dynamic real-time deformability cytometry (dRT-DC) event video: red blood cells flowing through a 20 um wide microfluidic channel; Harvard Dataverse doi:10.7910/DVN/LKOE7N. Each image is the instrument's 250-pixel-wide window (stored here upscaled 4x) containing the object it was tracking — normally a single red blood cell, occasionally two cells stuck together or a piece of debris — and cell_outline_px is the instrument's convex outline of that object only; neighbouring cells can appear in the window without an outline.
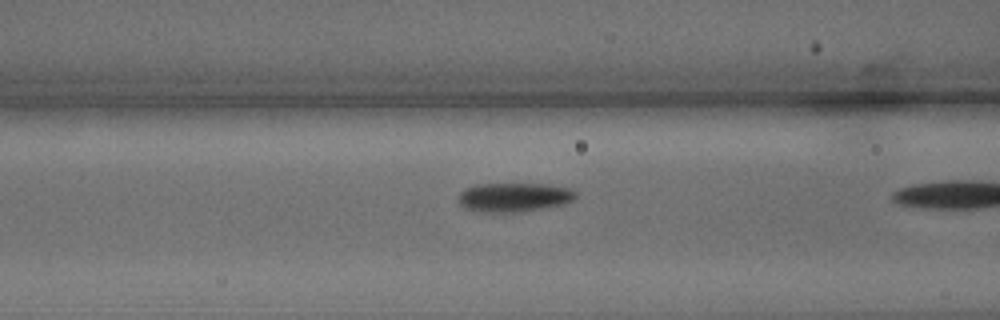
{"species": "common noctule bat (a hibernating species)", "species_latin": "Nyctalus noctula", "temperature_condition": "warm", "stored_images_in_passage": 6, "camera_frame_rate_fps": 3000, "um_per_image_px": 0.085, "animal": {"sex": "male", "body_mass_g": 15.6}, "frame": {"image": 1, "passage_image": 5, "time_ms": 1.333, "image_size_px": [1000, 320], "cell_outline_px": [[576, 196], [572, 200], [564, 204], [544, 208], [520, 212], [472, 212], [464, 208], [460, 204], [460, 192], [464, 188], [476, 184], [544, 184], [568, 188], [576, 192]], "centroid_in_image_um": [43.65, 16.77], "position_along_channel_um": 123.0, "area_um2": 19.94}}